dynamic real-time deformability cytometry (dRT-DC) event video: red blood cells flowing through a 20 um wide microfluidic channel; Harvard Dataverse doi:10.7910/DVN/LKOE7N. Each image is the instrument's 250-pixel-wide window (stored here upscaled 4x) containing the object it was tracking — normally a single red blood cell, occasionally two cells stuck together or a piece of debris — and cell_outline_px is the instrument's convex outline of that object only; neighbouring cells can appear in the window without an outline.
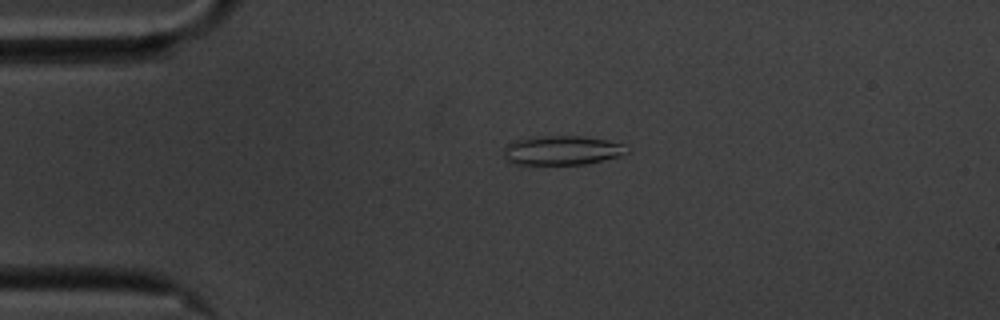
{"species": "common noctule bat (a hibernating species)", "species_latin": "Nyctalus noctula", "temperature_condition": "cold", "stored_images_in_passage": 47, "camera_frame_rate_fps": 3000, "um_per_image_px": 0.085, "animal": {"sex": "male", "body_mass_g": 20.1, "forearm_length_mm": 53.5}, "frame": {"image": 1, "passage_image": 3, "time_ms": 0.667, "image_size_px": [1000, 320], "cell_outline_px": [[628, 152], [620, 156], [604, 160], [584, 164], [512, 164], [504, 160], [504, 144], [516, 140], [536, 136], [580, 136], [604, 140], [624, 144]], "centroid_in_image_um": [47.7, 12.78], "position_along_channel_um": 37.3, "area_um2": 21.04}}
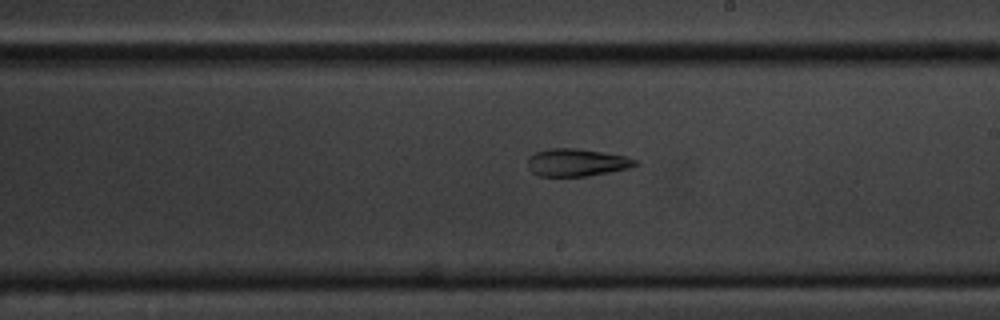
{"frame": {"image": 2, "passage_image": 23, "time_ms": 7.333, "image_size_px": [1000, 320], "cell_outline_px": [[640, 164], [628, 168], [588, 176], [540, 176], [532, 172], [528, 168], [528, 156], [536, 152], [548, 148], [572, 148], [600, 152], [624, 156], [636, 160]], "centroid_in_image_um": [48.98, 13.81], "position_along_channel_um": 240.0, "area_um2": 17.11}}
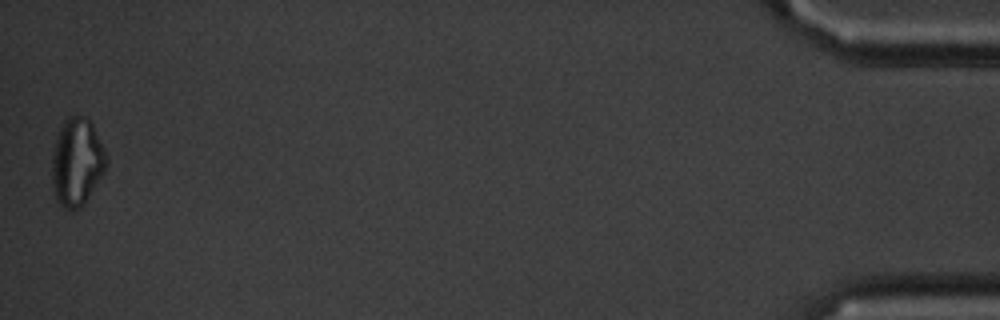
{"frame": {"image": 3, "passage_image": 47, "time_ms": 15.333, "image_size_px": [1000, 320], "cell_outline_px": [[108, 160], [104, 172], [84, 204], [80, 208], [72, 212], [64, 208], [56, 200], [52, 184], [52, 152], [60, 128], [64, 120], [68, 116], [84, 116], [92, 124], [108, 156]], "centroid_in_image_um": [6.53, 13.8], "position_along_channel_um": 428.7, "area_um2": 27.92}, "authors_computed_cell_mechanics": {"area_um2": 18.8428, "velocity_mm_per_s": 3.5146, "shape_relaxation_time_tau1_ms": null, "shape_relaxation_time_tau2_ms": 4.2717, "deformation_change_tau1": null, "deformation_change_tau2": 0.1165}}